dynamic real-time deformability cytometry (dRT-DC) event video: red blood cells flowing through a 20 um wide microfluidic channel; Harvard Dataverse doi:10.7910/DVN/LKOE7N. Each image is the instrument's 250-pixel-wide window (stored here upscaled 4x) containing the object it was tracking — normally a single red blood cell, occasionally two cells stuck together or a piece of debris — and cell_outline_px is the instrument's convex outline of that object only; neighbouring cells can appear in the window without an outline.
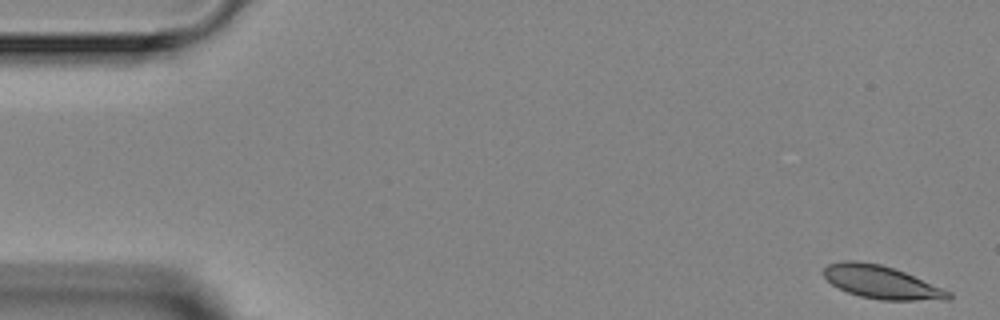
{"species": "Egyptian fruit bat (a non-hibernating species)", "species_latin": "Rousettus aegyptiacus", "temperature_condition": "room temperature", "stored_images_in_passage": 5, "camera_frame_rate_fps": 3000, "um_per_image_px": 0.085, "animal": {"sex": "female"}, "frame": {"image": 1, "passage_image": 1, "time_ms": 0.0, "image_size_px": [1000, 320], "cell_outline_px": [[952, 296], [948, 300], [880, 300], [860, 296], [848, 292], [832, 284], [824, 276], [824, 268], [828, 264], [844, 260], [856, 260], [880, 264], [904, 272], [944, 288], [952, 292]], "centroid_in_image_um": [74.95, 23.99], "position_along_channel_um": 10.0, "area_um2": 23.93}}
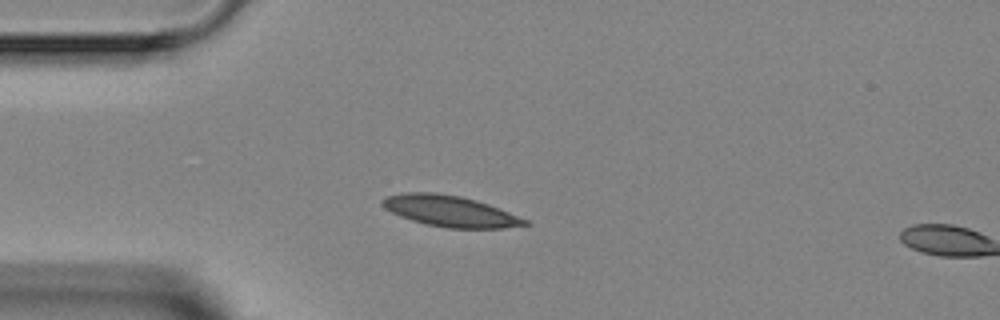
{"frame": {"image": 2, "passage_image": 4, "time_ms": 3.667, "image_size_px": [1000, 320], "cell_outline_px": [[532, 224], [504, 228], [448, 228], [424, 224], [400, 216], [384, 208], [380, 204], [380, 200], [384, 196], [400, 192], [436, 192], [460, 196], [476, 200], [488, 204], [528, 220]], "centroid_in_image_um": [38.2, 17.93], "position_along_channel_um": 46.8, "area_um2": 25.95}}